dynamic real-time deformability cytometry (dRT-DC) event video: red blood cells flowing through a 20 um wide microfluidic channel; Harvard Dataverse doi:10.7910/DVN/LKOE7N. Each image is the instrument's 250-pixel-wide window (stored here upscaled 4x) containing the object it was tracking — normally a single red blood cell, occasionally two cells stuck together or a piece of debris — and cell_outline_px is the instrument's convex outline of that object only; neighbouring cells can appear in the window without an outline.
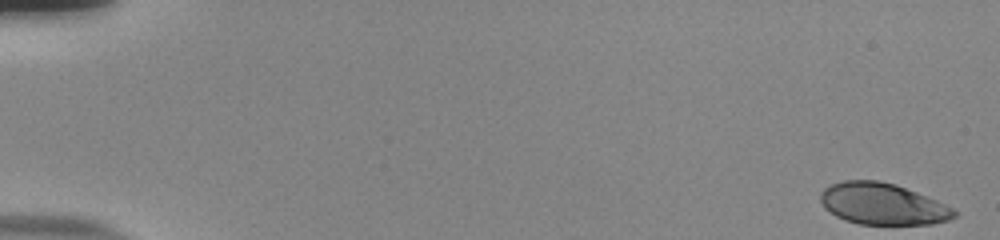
{"species": "human", "species_latin": "Homo sapiens", "temperature_condition": "room temperature", "stored_images_in_passage": 54, "camera_frame_rate_fps": 3000, "um_per_image_px": 0.085, "donor": {"sex": "male"}, "frame": {"image": 1, "passage_image": 1, "time_ms": 0.0, "image_size_px": [1000, 240], "cell_outline_px": [[960, 212], [956, 216], [948, 220], [932, 224], [860, 224], [844, 220], [836, 216], [824, 208], [820, 200], [820, 192], [824, 188], [832, 184], [844, 180], [880, 180], [896, 184], [936, 200]], "centroid_in_image_um": [75.01, 17.33], "position_along_channel_um": 10.0, "area_um2": 32.43}}
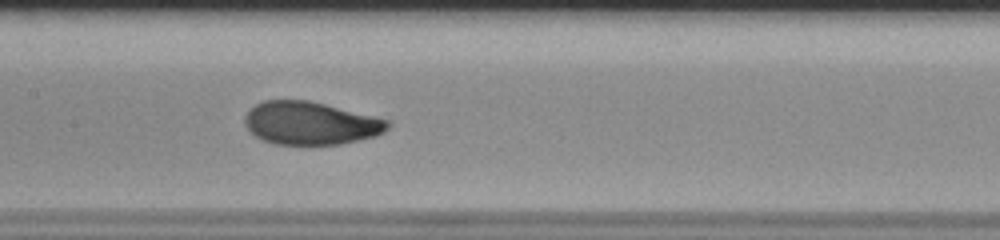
{"frame": {"image": 2, "passage_image": 28, "time_ms": 9.0, "image_size_px": [1000, 240], "cell_outline_px": [[392, 124], [384, 132], [376, 136], [340, 144], [276, 144], [264, 140], [256, 136], [244, 124], [244, 116], [256, 104], [264, 100], [308, 100], [392, 120]], "centroid_in_image_um": [26.44, 10.46], "position_along_channel_um": 181.0, "area_um2": 35.72}}
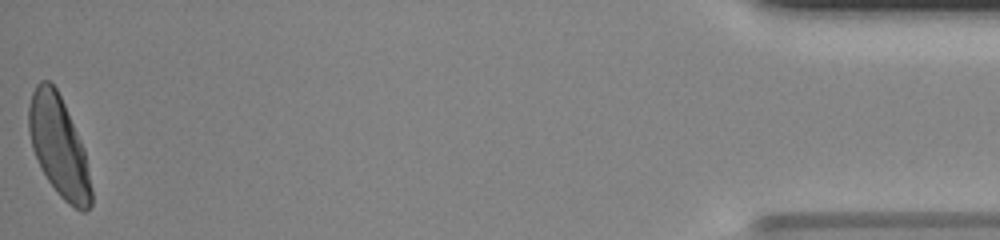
{"frame": {"image": 3, "passage_image": 54, "time_ms": 17.667, "image_size_px": [1000, 240], "cell_outline_px": [[92, 204], [84, 212], [80, 212], [68, 204], [60, 196], [48, 180], [32, 148], [28, 132], [28, 108], [32, 92], [36, 84], [40, 80], [48, 80], [56, 88], [64, 104], [84, 148], [92, 188]], "centroid_in_image_um": [5.0, 12.46], "position_along_channel_um": 430.2, "area_um2": 36.3}, "authors_computed_cell_mechanics": {"area_um2": 35.6626, "velocity_mm_per_s": 3.8534, "shape_relaxation_time_tau1_ms": 4.6431, "shape_relaxation_time_tau2_ms": null, "deformation_change_tau1": 0.2023, "deformation_change_tau2": null}}